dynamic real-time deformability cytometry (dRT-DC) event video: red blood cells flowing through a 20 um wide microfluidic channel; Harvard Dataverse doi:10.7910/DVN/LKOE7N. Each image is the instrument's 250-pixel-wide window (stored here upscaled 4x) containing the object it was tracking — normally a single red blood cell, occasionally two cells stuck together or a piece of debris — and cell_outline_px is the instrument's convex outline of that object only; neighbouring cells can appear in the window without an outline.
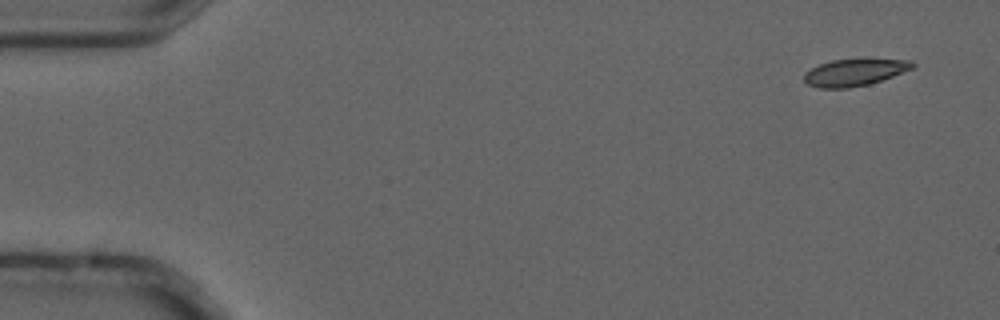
{"species": "common noctule bat (a hibernating species)", "species_latin": "Nyctalus noctula", "temperature_condition": "cold", "stored_images_in_passage": 7, "camera_frame_rate_fps": 3000, "um_per_image_px": 0.085, "animal": {"sex": "male", "forearm_length_mm": 52.5}, "frame": {"image": 1, "passage_image": 1, "time_ms": 0.0, "image_size_px": [1000, 320], "cell_outline_px": [[916, 64], [912, 68], [892, 76], [868, 84], [848, 88], [820, 88], [808, 84], [804, 80], [804, 72], [820, 64], [832, 60], [864, 56], [912, 60]], "centroid_in_image_um": [72.68, 6.09], "position_along_channel_um": 12.3, "area_um2": 17.69}}
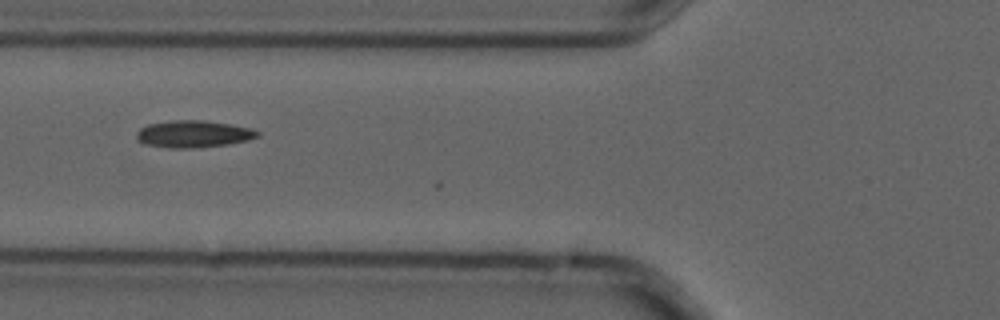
{"frame": {"image": 2, "passage_image": 4, "time_ms": 1.0, "image_size_px": [1000, 320], "cell_outline_px": [[260, 136], [248, 140], [228, 144], [192, 148], [168, 148], [140, 144], [136, 140], [136, 132], [140, 128], [148, 124], [172, 120], [204, 120], [252, 128], [260, 132]], "centroid_in_image_um": [16.39, 11.39], "position_along_channel_um": 109.4, "area_um2": 19.31}}
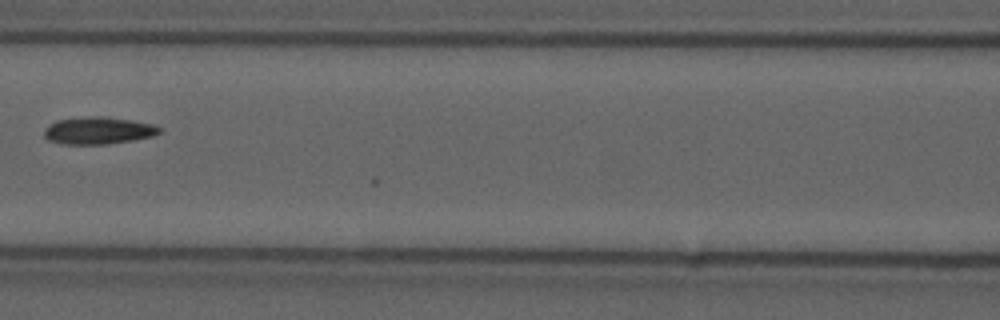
{"frame": {"image": 3, "passage_image": 5, "time_ms": 1.333, "image_size_px": [1000, 320], "cell_outline_px": [[160, 132], [152, 136], [132, 140], [108, 144], [60, 144], [48, 140], [44, 136], [44, 128], [48, 124], [56, 120], [96, 116], [100, 116], [132, 120], [152, 124], [160, 128]], "centroid_in_image_um": [8.3, 11.1], "position_along_channel_um": 158.3, "area_um2": 18.21}}